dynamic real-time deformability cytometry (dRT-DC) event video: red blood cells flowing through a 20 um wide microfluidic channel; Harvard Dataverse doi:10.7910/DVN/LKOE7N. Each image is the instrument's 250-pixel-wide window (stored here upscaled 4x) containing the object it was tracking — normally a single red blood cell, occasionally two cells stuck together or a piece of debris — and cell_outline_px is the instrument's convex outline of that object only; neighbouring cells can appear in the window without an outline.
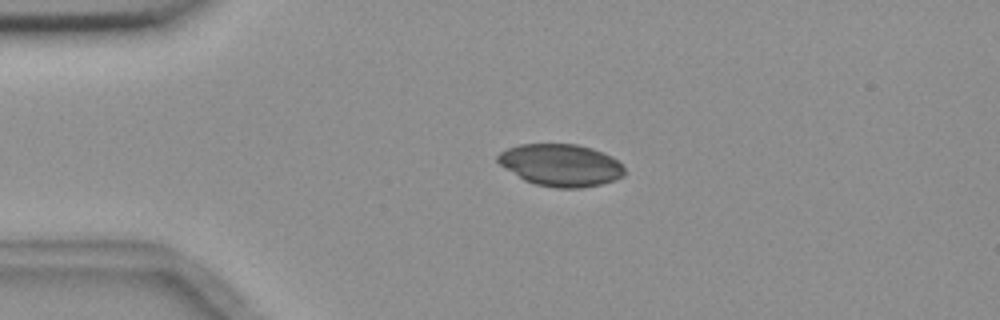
{"species": "common noctule bat (a hibernating species)", "species_latin": "Nyctalus noctula", "temperature_condition": "room temperature", "stored_images_in_passage": 3, "camera_frame_rate_fps": 3000, "um_per_image_px": 0.085, "animal": {"sex": "female", "body_mass_g": 18.4}, "frame": {"image": 1, "passage_image": 2, "time_ms": 1.0, "image_size_px": [1000, 320], "cell_outline_px": [[624, 176], [600, 184], [580, 188], [556, 188], [536, 184], [524, 180], [504, 168], [496, 160], [496, 156], [500, 152], [508, 148], [520, 144], [576, 144], [592, 148], [604, 152], [612, 156], [624, 168]], "centroid_in_image_um": [47.64, 14.03], "position_along_channel_um": 37.4, "area_um2": 31.1}}